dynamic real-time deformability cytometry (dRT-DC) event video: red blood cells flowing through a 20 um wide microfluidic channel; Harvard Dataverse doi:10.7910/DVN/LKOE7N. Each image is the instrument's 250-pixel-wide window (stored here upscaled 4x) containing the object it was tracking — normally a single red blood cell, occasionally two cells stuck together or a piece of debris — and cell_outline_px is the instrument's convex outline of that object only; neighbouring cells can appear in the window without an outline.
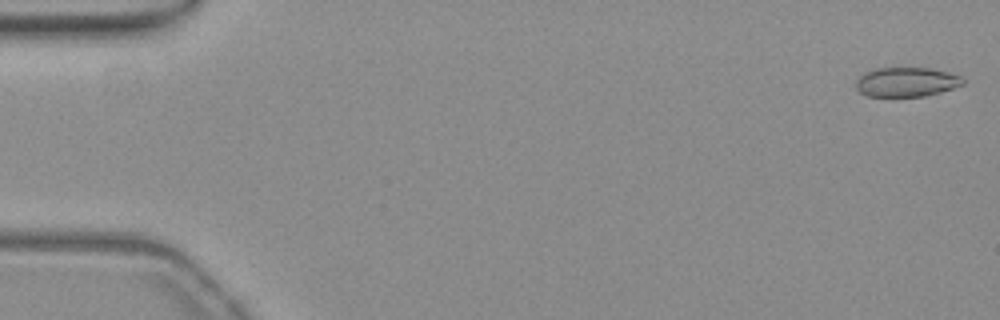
{"species": "common noctule bat (a hibernating species)", "species_latin": "Nyctalus noctula", "temperature_condition": "warm", "stored_images_in_passage": 53, "camera_frame_rate_fps": 3000, "um_per_image_px": 0.085, "animal": {"sex": "female", "body_mass_g": 19.3, "forearm_length_mm": 54.1}, "frame": {"image": 1, "passage_image": 1, "time_ms": 0.0, "image_size_px": [1000, 320], "cell_outline_px": [[964, 84], [940, 92], [924, 96], [868, 96], [860, 92], [856, 88], [856, 80], [864, 72], [876, 68], [932, 68], [948, 72], [960, 76], [964, 80]], "centroid_in_image_um": [77.04, 6.96], "position_along_channel_um": 8.0, "area_um2": 18.26}}
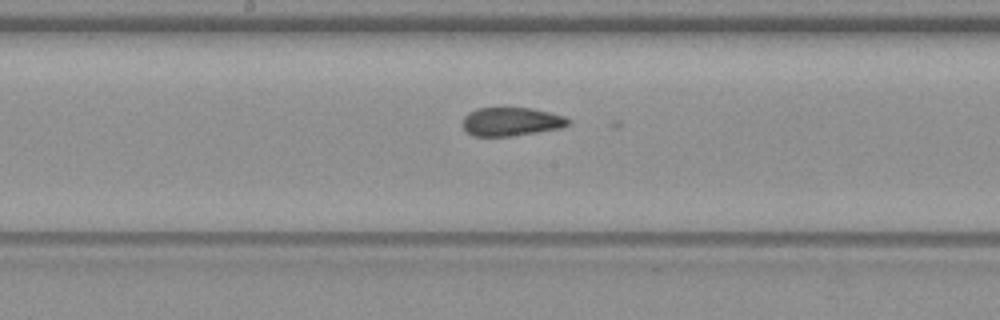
{"frame": {"image": 2, "passage_image": 28, "time_ms": 9.0, "image_size_px": [1000, 320], "cell_outline_px": [[572, 124], [560, 128], [508, 136], [472, 136], [464, 128], [464, 116], [468, 112], [476, 108], [532, 108], [564, 116], [572, 120]], "centroid_in_image_um": [43.47, 10.33], "position_along_channel_um": 204.7, "area_um2": 17.46}}
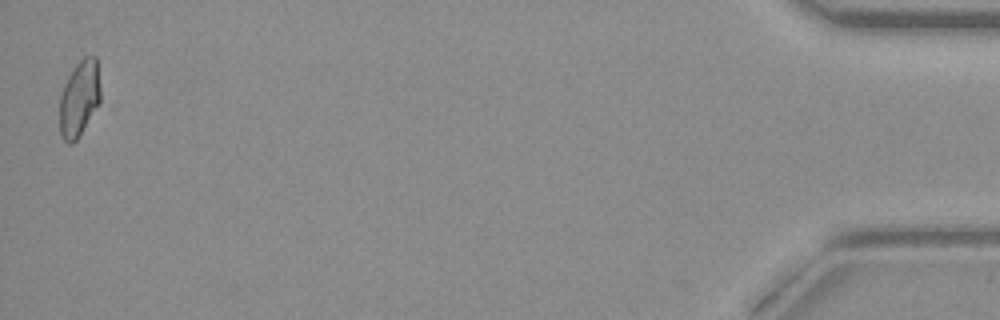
{"frame": {"image": 3, "passage_image": 53, "time_ms": 17.333, "image_size_px": [1000, 320], "cell_outline_px": [[100, 100], [80, 136], [72, 144], [68, 144], [64, 140], [60, 132], [60, 96], [64, 84], [68, 76], [76, 64], [84, 56], [96, 56], [100, 88]], "centroid_in_image_um": [6.73, 8.37], "position_along_channel_um": 428.5, "area_um2": 17.98}, "authors_computed_cell_mechanics": {"area_um2": 18.3804, "velocity_mm_per_s": 3.8538, "shape_relaxation_time_tau1_ms": null, "shape_relaxation_time_tau2_ms": 2.2052, "deformation_change_tau1": null, "deformation_change_tau2": 0.0964}}